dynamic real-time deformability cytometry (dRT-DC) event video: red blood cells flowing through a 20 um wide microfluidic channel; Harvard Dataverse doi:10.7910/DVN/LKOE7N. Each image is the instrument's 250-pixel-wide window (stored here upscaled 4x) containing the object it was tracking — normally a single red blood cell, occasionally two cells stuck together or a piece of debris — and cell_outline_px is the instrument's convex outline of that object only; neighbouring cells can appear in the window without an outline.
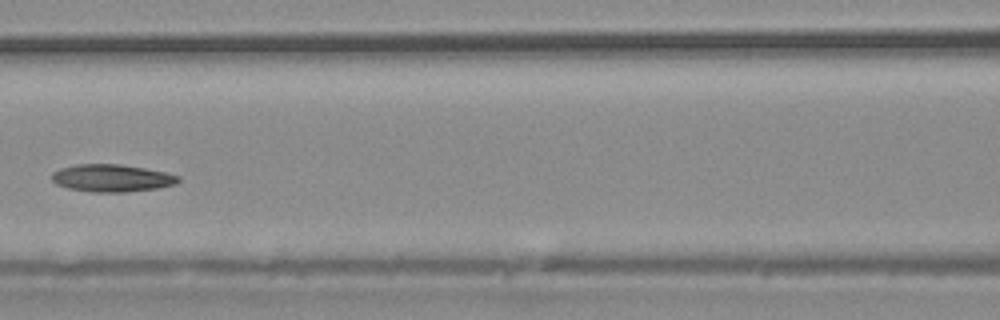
{"species": "common noctule bat (a hibernating species)", "species_latin": "Nyctalus noctula", "temperature_condition": "warm", "stored_images_in_passage": 37, "camera_frame_rate_fps": 3000, "um_per_image_px": 0.085, "animal": {"sex": "male", "body_mass_g": 20.4}, "frame": {"image": 1, "passage_image": 16, "time_ms": 5.0, "image_size_px": [1000, 320], "cell_outline_px": [[180, 180], [176, 184], [160, 188], [124, 192], [92, 192], [68, 188], [56, 184], [52, 180], [52, 172], [60, 168], [76, 164], [120, 164], [144, 168], [164, 172], [180, 176]], "centroid_in_image_um": [9.51, 15.14], "position_along_channel_um": 157.1, "area_um2": 20.29}}